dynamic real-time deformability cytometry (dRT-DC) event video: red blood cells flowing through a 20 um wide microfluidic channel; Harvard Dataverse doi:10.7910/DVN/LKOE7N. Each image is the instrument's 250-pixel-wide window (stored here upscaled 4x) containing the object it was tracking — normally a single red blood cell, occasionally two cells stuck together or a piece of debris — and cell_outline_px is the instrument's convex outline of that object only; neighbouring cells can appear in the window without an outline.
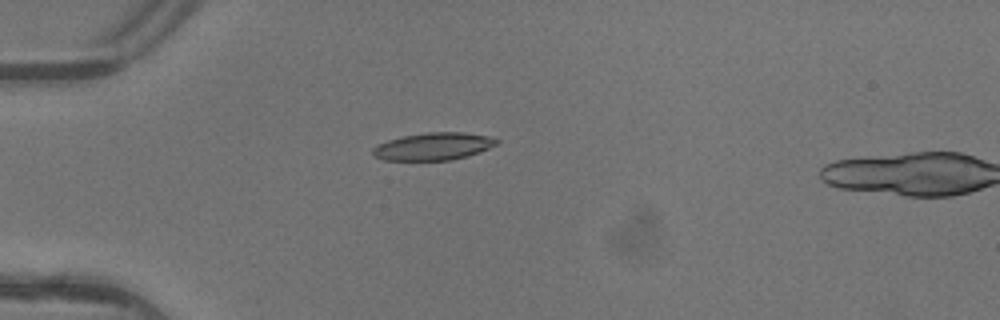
{"species": "common noctule bat (a hibernating species)", "species_latin": "Nyctalus noctula", "temperature_condition": "warm", "stored_images_in_passage": 4, "camera_frame_rate_fps": 3000, "um_per_image_px": 0.085, "animal": {"sex": "female"}, "frame": {"image": 1, "passage_image": 3, "time_ms": 0.667, "image_size_px": [1000, 320], "cell_outline_px": [[500, 140], [496, 144], [488, 148], [468, 156], [452, 160], [384, 160], [376, 156], [372, 152], [372, 148], [376, 144], [388, 140], [404, 136], [428, 132], [464, 132], [488, 136]], "centroid_in_image_um": [36.83, 12.44], "position_along_channel_um": 48.2, "area_um2": 19.71}}